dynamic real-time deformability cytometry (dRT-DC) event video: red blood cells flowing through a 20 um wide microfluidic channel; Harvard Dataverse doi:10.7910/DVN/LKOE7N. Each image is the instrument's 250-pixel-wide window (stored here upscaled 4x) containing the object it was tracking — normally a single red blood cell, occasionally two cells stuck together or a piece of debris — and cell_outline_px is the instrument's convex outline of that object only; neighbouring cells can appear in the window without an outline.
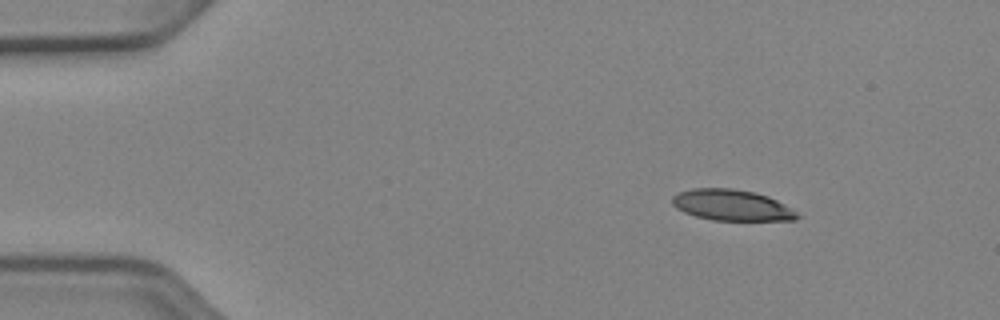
{"species": "Egyptian fruit bat (a non-hibernating species)", "species_latin": "Rousettus aegyptiacus", "temperature_condition": "cold", "stored_images_in_passage": 46, "camera_frame_rate_fps": 3000, "um_per_image_px": 0.085, "animal": {"sex": "female"}, "frame": {"image": 1, "passage_image": 1, "time_ms": 0.0, "image_size_px": [1000, 320], "cell_outline_px": [[800, 216], [796, 220], [712, 220], [696, 216], [684, 212], [676, 208], [672, 204], [672, 196], [676, 192], [692, 188], [732, 188], [756, 192], [768, 196], [784, 204], [796, 212]], "centroid_in_image_um": [62.16, 17.42], "position_along_channel_um": 22.8, "area_um2": 22.66}}
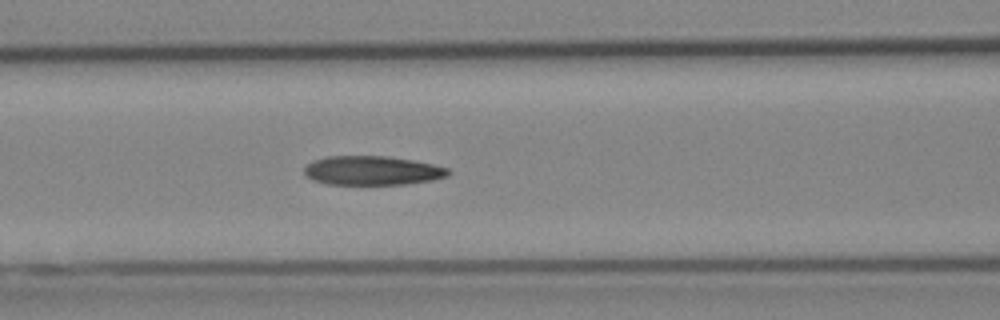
{"frame": {"image": 2, "passage_image": 16, "time_ms": 5.0, "image_size_px": [1000, 320], "cell_outline_px": [[452, 172], [448, 176], [432, 180], [404, 184], [328, 184], [312, 180], [304, 172], [304, 168], [308, 164], [316, 160], [328, 156], [384, 156], [412, 160], [432, 164], [448, 168]], "centroid_in_image_um": [31.67, 14.5], "position_along_channel_um": 134.9, "area_um2": 24.22}}
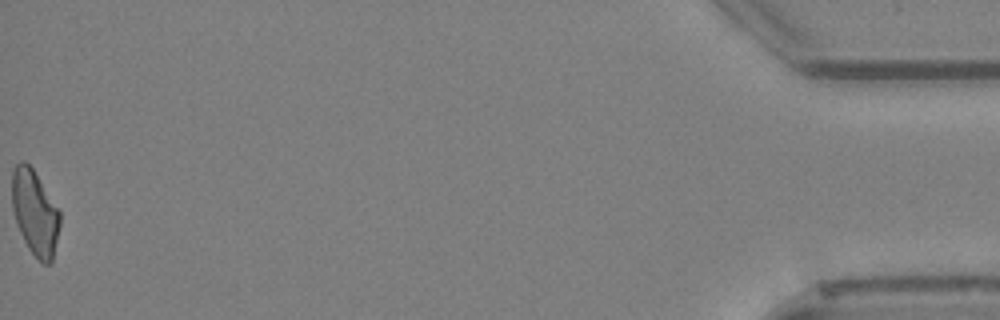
{"frame": {"image": 3, "passage_image": 46, "time_ms": 15.0, "image_size_px": [1000, 320], "cell_outline_px": [[60, 224], [52, 260], [48, 264], [44, 264], [28, 248], [16, 224], [12, 208], [12, 172], [16, 164], [20, 160], [24, 160], [32, 168], [60, 212]], "centroid_in_image_um": [2.94, 18.06], "position_along_channel_um": 432.3, "area_um2": 23.41}, "authors_computed_cell_mechanics": {"area_um2": 24.5361, "velocity_mm_per_s": 3.9558, "shape_relaxation_time_tau1_ms": 10.2869, "shape_relaxation_time_tau2_ms": 4.7239, "deformation_change_tau1": 0.2197, "deformation_change_tau2": 0.1371}}